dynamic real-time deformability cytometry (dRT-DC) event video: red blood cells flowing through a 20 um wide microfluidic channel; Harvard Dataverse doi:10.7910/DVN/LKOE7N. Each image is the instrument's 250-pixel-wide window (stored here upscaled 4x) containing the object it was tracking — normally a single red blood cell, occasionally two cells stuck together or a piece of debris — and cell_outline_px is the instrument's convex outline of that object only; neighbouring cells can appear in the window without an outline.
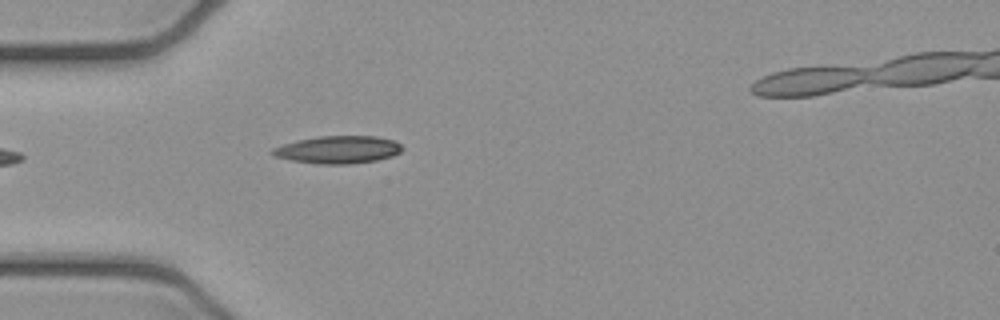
{"species": "common noctule bat (a hibernating species)", "species_latin": "Nyctalus noctula", "temperature_condition": "cold", "stored_images_in_passage": 2, "camera_frame_rate_fps": 3000, "um_per_image_px": 0.085, "animal": {"sex": "female", "body_mass_g": 21.9}, "frame": {"image": 1, "passage_image": 2, "time_ms": 0.333, "image_size_px": [1000, 320], "cell_outline_px": [[404, 148], [400, 152], [392, 156], [376, 160], [348, 164], [316, 164], [292, 160], [276, 156], [272, 152], [272, 148], [296, 140], [320, 136], [376, 136], [392, 140], [400, 144]], "centroid_in_image_um": [28.75, 12.72], "position_along_channel_um": 56.2, "area_um2": 20.69}}